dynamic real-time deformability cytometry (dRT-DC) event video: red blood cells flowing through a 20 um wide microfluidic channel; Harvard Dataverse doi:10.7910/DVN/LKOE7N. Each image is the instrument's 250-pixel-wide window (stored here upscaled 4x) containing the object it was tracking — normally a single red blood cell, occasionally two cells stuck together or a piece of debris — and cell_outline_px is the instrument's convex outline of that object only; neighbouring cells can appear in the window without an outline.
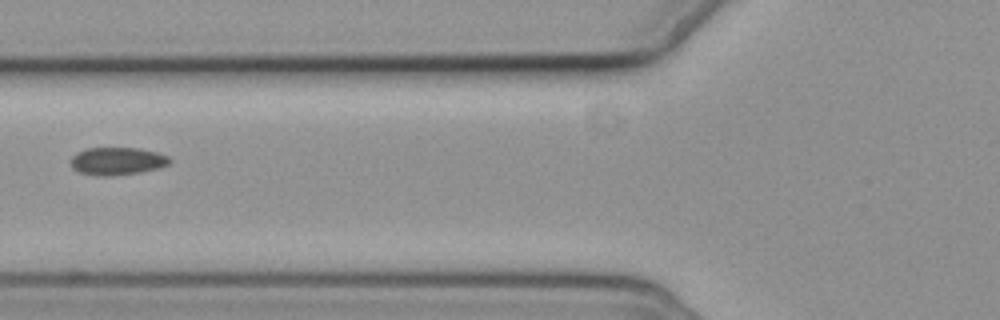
{"species": "common noctule bat (a hibernating species)", "species_latin": "Nyctalus noctula", "temperature_condition": "cold", "stored_images_in_passage": 3, "camera_frame_rate_fps": 3000, "um_per_image_px": 0.085, "animal": {"sex": "female", "body_mass_g": 19.3, "forearm_length_mm": 54.1}, "frame": {"image": 1, "passage_image": 3, "time_ms": 2.333, "image_size_px": [1000, 320], "cell_outline_px": [[172, 160], [168, 164], [160, 168], [140, 172], [108, 176], [96, 176], [80, 172], [72, 168], [72, 156], [76, 152], [88, 148], [140, 148], [156, 152], [168, 156]], "centroid_in_image_um": [9.98, 13.69], "position_along_channel_um": 115.8, "area_um2": 15.95}}